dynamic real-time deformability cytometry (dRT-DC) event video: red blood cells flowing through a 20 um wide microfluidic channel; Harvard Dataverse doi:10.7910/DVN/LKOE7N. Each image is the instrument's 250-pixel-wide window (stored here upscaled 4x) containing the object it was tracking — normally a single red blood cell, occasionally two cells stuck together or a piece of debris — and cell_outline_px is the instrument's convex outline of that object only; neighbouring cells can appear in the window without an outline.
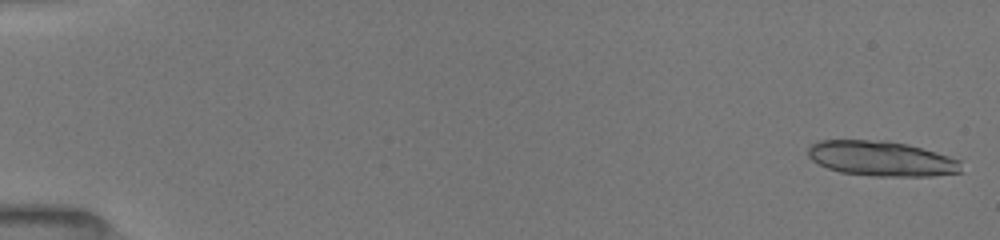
{"species": "common noctule bat (a hibernating species)", "species_latin": "Nyctalus noctula", "temperature_condition": "room temperature", "stored_images_in_passage": 53, "camera_frame_rate_fps": 3000, "um_per_image_px": 0.085, "animal": {"sex": "female", "body_mass_g": 19.5, "forearm_length_mm": 54.1}, "frame": {"image": 1, "passage_image": 2, "time_ms": 0.333, "image_size_px": [1000, 240], "cell_outline_px": [[960, 172], [932, 176], [872, 176], [840, 172], [828, 168], [812, 160], [808, 156], [808, 148], [812, 144], [820, 140], [880, 140], [904, 144], [920, 148], [948, 156], [960, 160]], "centroid_in_image_um": [74.88, 13.48], "position_along_channel_um": 10.1, "area_um2": 30.92}}
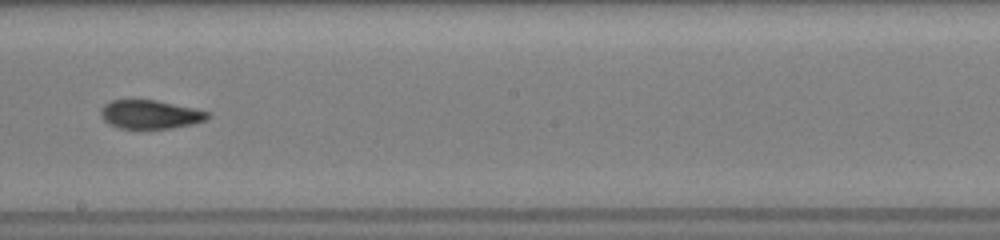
{"frame": {"image": 2, "passage_image": 32, "time_ms": 10.333, "image_size_px": [1000, 240], "cell_outline_px": [[208, 116], [204, 120], [192, 124], [172, 128], [120, 128], [104, 120], [100, 112], [100, 108], [104, 104], [112, 100], [156, 100], [192, 108], [208, 112]], "centroid_in_image_um": [12.73, 9.72], "position_along_channel_um": 235.5, "area_um2": 17.46}}
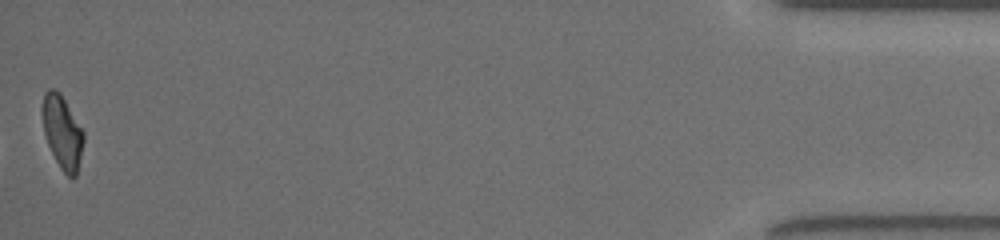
{"frame": {"image": 3, "passage_image": 53, "time_ms": 17.333, "image_size_px": [1000, 240], "cell_outline_px": [[84, 140], [76, 176], [68, 176], [60, 168], [48, 144], [44, 132], [44, 92], [48, 88], [56, 88], [60, 92], [84, 132]], "centroid_in_image_um": [5.32, 11.22], "position_along_channel_um": 429.9, "area_um2": 17.05}, "authors_computed_cell_mechanics": {"area_um2": 18.7272, "velocity_mm_per_s": 3.9953, "shape_relaxation_time_tau1_ms": null, "shape_relaxation_time_tau2_ms": 2.9574, "deformation_change_tau1": null, "deformation_change_tau2": 0.0952}}